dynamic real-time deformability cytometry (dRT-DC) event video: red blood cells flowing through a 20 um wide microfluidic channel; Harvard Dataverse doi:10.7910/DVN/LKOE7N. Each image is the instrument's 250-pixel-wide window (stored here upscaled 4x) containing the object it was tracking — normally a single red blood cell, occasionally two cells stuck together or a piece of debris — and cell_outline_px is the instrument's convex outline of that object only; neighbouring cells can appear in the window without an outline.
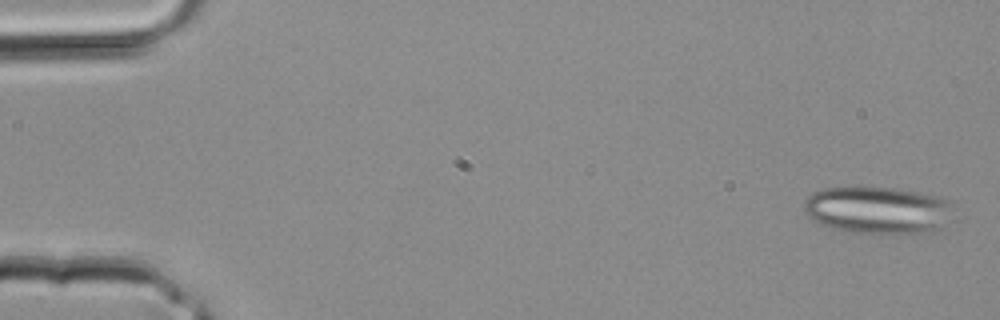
{"species": "common noctule bat (a hibernating species)", "species_latin": "Nyctalus noctula", "temperature_condition": "room temperature", "stored_images_in_passage": 35, "segment_of_instrument_passage": [1, 2], "camera_frame_rate_fps": 3000, "um_per_image_px": 0.085, "animal": {"sex": "male", "body_mass_g": 20.4}, "frame": {"image": 1, "passage_image": 1, "time_ms": 0.0, "image_size_px": [1000, 320], "cell_outline_px": [[952, 204], [940, 232], [848, 232], [832, 228], [820, 224], [812, 220], [804, 212], [804, 200], [812, 192], [820, 188], [892, 188], [916, 192], [936, 196], [952, 200]], "centroid_in_image_um": [74.55, 17.85], "position_along_channel_um": 10.4, "area_um2": 40.63}}